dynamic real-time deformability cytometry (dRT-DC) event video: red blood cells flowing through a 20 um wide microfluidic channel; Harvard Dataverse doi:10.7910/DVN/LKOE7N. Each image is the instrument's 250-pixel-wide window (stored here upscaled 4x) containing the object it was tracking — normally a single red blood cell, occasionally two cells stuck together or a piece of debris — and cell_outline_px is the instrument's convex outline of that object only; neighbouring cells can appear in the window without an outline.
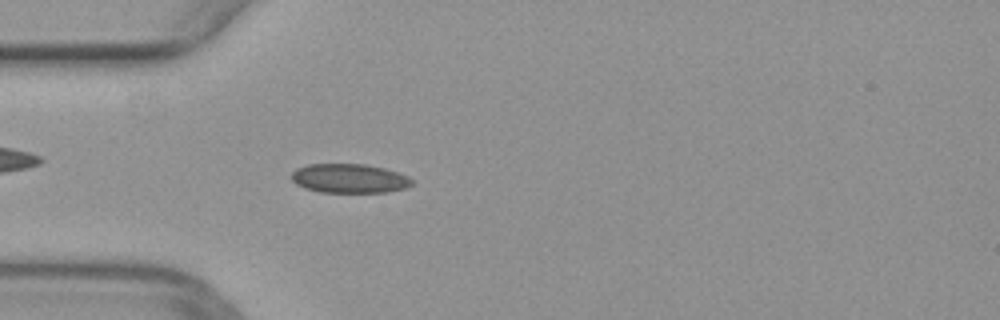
{"species": "common noctule bat (a hibernating species)", "species_latin": "Nyctalus noctula", "temperature_condition": "warm", "stored_images_in_passage": 34, "camera_frame_rate_fps": 3000, "um_per_image_px": 0.085, "animal": {"sex": "female", "body_mass_g": 29.2, "forearm_length_mm": 56.3}, "frame": {"image": 1, "passage_image": 6, "time_ms": 1.667, "image_size_px": [1000, 320], "cell_outline_px": [[412, 184], [404, 188], [388, 192], [320, 192], [304, 188], [296, 184], [292, 180], [292, 172], [296, 168], [308, 164], [364, 164], [384, 168], [408, 176], [412, 180]], "centroid_in_image_um": [29.67, 15.16], "position_along_channel_um": 55.3, "area_um2": 20.4}}
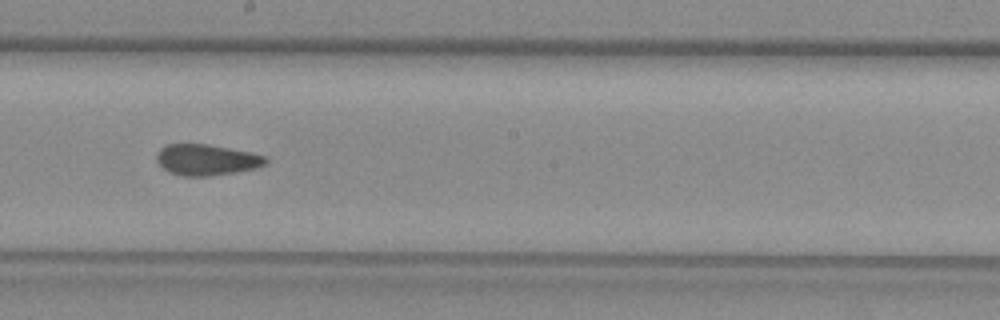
{"frame": {"image": 2, "passage_image": 19, "time_ms": 6.0, "image_size_px": [1000, 320], "cell_outline_px": [[268, 164], [256, 168], [236, 172], [208, 176], [184, 176], [168, 172], [156, 160], [156, 156], [160, 148], [168, 144], [208, 144], [252, 152], [264, 156], [268, 160]], "centroid_in_image_um": [17.58, 13.58], "position_along_channel_um": 230.6, "area_um2": 19.77}}
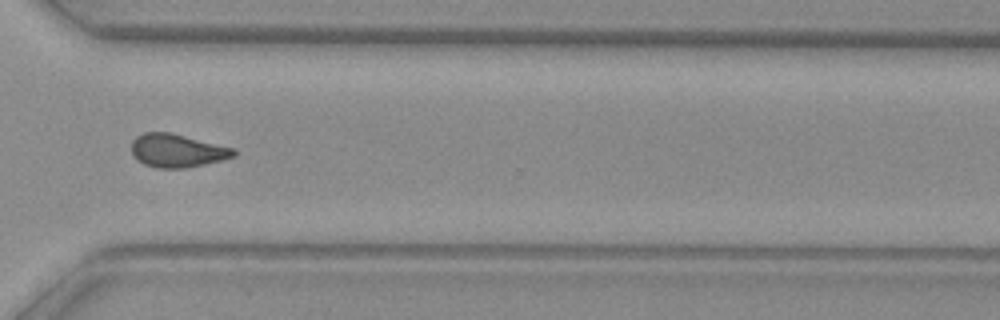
{"frame": {"image": 3, "passage_image": 28, "time_ms": 9.0, "image_size_px": [1000, 320], "cell_outline_px": [[236, 156], [204, 164], [184, 168], [156, 168], [144, 164], [132, 156], [132, 140], [136, 136], [144, 132], [168, 132], [236, 148]], "centroid_in_image_um": [15.05, 12.8], "position_along_channel_um": 355.6, "area_um2": 19.83}}